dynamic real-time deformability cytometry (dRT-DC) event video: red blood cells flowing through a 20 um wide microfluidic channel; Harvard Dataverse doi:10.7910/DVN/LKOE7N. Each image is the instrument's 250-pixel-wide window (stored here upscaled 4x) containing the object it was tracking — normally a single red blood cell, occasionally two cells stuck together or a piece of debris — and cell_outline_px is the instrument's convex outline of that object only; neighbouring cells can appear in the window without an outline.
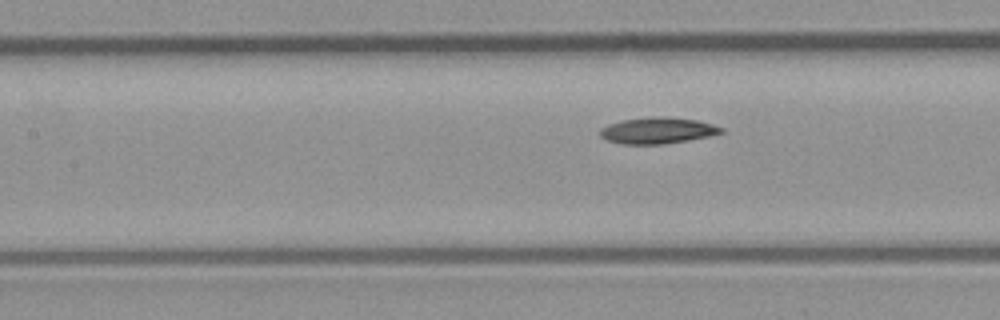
{"species": "common noctule bat (a hibernating species)", "species_latin": "Nyctalus noctula", "temperature_condition": "room temperature", "stored_images_in_passage": 8, "segment_of_instrument_passage": [2, 2], "camera_frame_rate_fps": 3000, "um_per_image_px": 0.085, "animal": {"sex": "male", "body_mass_g": 23.1, "forearm_length_mm": 52.7}, "frame": {"image": 1, "passage_image": 8, "time_ms": 2.333, "image_size_px": [1000, 320], "cell_outline_px": [[724, 132], [708, 136], [688, 140], [664, 144], [624, 144], [608, 140], [600, 136], [600, 128], [608, 124], [620, 120], [652, 116], [656, 116], [696, 120], [712, 124], [724, 128]], "centroid_in_image_um": [55.87, 11.09], "position_along_channel_um": 151.5, "area_um2": 18.44}}